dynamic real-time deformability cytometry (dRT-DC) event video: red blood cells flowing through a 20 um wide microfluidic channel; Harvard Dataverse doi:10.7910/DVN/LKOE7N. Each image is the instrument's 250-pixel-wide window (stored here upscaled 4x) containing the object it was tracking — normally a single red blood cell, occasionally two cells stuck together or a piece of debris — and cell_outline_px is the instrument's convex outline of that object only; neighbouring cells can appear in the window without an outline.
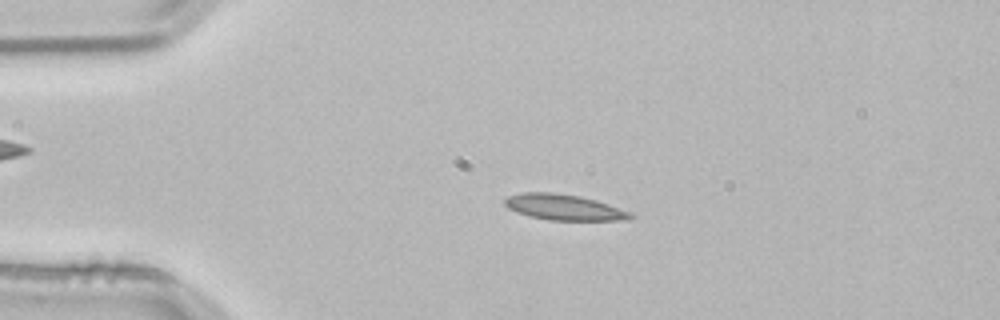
{"species": "common noctule bat (a hibernating species)", "species_latin": "Nyctalus noctula", "temperature_condition": "room temperature", "stored_images_in_passage": 53, "camera_frame_rate_fps": 3000, "um_per_image_px": 0.085, "animal": {"sex": "male", "body_mass_g": 21.5, "forearm_length_mm": 52.0}, "frame": {"image": 1, "passage_image": 12, "time_ms": 3.667, "image_size_px": [1000, 320], "cell_outline_px": [[636, 216], [628, 220], [548, 220], [532, 216], [508, 208], [504, 204], [504, 200], [508, 196], [524, 192], [552, 192], [580, 196], [596, 200], [632, 212]], "centroid_in_image_um": [47.99, 17.61], "position_along_channel_um": 37.0, "area_um2": 18.79}}
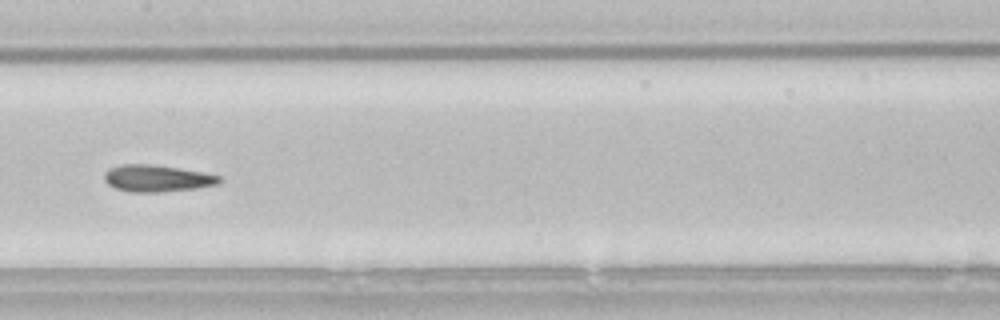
{"frame": {"image": 2, "passage_image": 27, "time_ms": 8.667, "image_size_px": [1000, 320], "cell_outline_px": [[224, 180], [216, 184], [196, 188], [160, 192], [128, 192], [116, 188], [108, 184], [104, 180], [104, 172], [108, 168], [124, 164], [148, 164], [204, 172], [220, 176]], "centroid_in_image_um": [13.32, 15.16], "position_along_channel_um": 194.1, "area_um2": 17.92}}
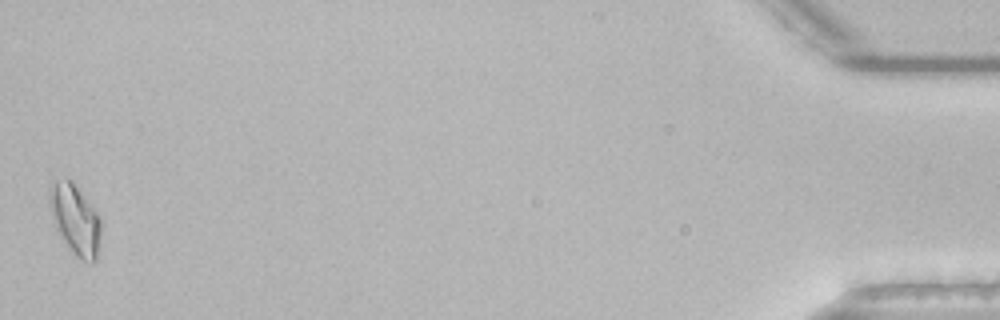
{"frame": {"image": 3, "passage_image": 53, "time_ms": 17.333, "image_size_px": [1000, 320], "cell_outline_px": [[100, 236], [96, 260], [80, 260], [76, 256], [60, 236], [56, 228], [48, 204], [48, 188], [56, 180], [72, 180], [100, 216]], "centroid_in_image_um": [6.37, 18.62], "position_along_channel_um": 428.8, "area_um2": 20.81}, "authors_computed_cell_mechanics": {"area_um2": 17.8024, "velocity_mm_per_s": 3.8389, "shape_relaxation_time_tau1_ms": 8.8696, "shape_relaxation_time_tau2_ms": 3.0016, "deformation_change_tau1": 0.2434, "deformation_change_tau2": 0.0951}}